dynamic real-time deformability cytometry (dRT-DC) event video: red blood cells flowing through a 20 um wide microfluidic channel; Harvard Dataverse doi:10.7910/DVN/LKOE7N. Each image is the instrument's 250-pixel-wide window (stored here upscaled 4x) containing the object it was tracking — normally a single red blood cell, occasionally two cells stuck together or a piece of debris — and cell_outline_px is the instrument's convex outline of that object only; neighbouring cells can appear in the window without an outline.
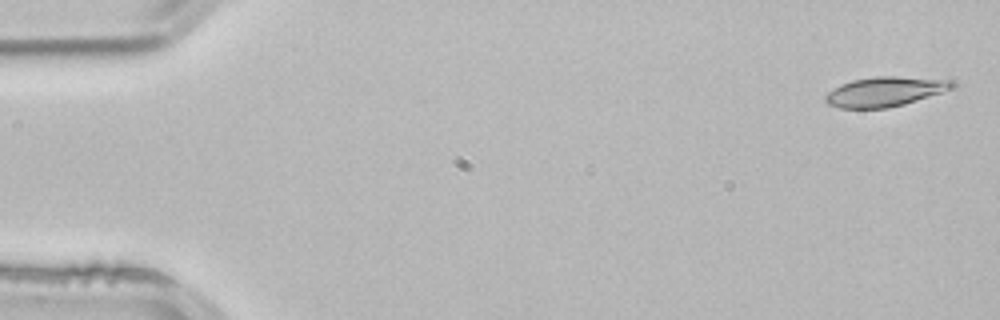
{"species": "common noctule bat (a hibernating species)", "species_latin": "Nyctalus noctula", "temperature_condition": "room temperature", "stored_images_in_passage": 4, "camera_frame_rate_fps": 3000, "um_per_image_px": 0.085, "animal": {"sex": "male", "body_mass_g": 21.5, "forearm_length_mm": 52.0}, "frame": {"image": 1, "passage_image": 1, "time_ms": 0.0, "image_size_px": [1000, 320], "cell_outline_px": [[956, 88], [904, 104], [888, 108], [840, 108], [828, 104], [824, 100], [824, 96], [828, 92], [852, 80], [876, 76], [896, 76], [952, 80], [956, 84]], "centroid_in_image_um": [75.27, 7.79], "position_along_channel_um": 9.7, "area_um2": 21.85}}
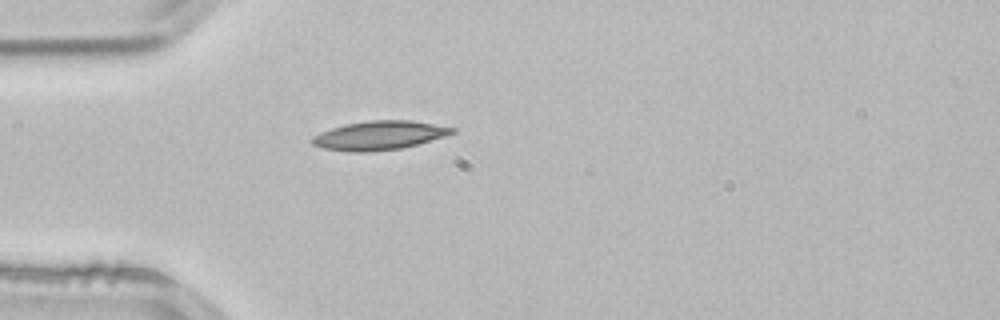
{"frame": {"image": 2, "passage_image": 4, "time_ms": 1.0, "image_size_px": [1000, 320], "cell_outline_px": [[456, 132], [448, 136], [404, 148], [364, 152], [348, 152], [320, 148], [312, 144], [312, 136], [320, 132], [344, 124], [372, 120], [412, 120], [456, 128]], "centroid_in_image_um": [32.26, 11.51], "position_along_channel_um": 52.7, "area_um2": 23.87}}